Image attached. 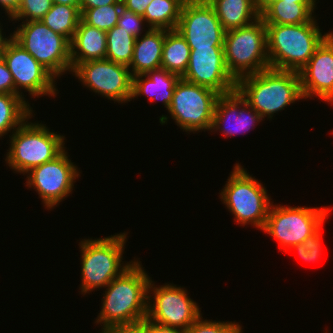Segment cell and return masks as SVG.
Instances as JSON below:
<instances>
[{
    "label": "cell",
    "instance_id": "cell-37",
    "mask_svg": "<svg viewBox=\"0 0 333 333\" xmlns=\"http://www.w3.org/2000/svg\"><path fill=\"white\" fill-rule=\"evenodd\" d=\"M147 333H188L187 330L174 327H166L147 319Z\"/></svg>",
    "mask_w": 333,
    "mask_h": 333
},
{
    "label": "cell",
    "instance_id": "cell-3",
    "mask_svg": "<svg viewBox=\"0 0 333 333\" xmlns=\"http://www.w3.org/2000/svg\"><path fill=\"white\" fill-rule=\"evenodd\" d=\"M296 25L265 24L270 68L300 72L331 33L322 34L317 20Z\"/></svg>",
    "mask_w": 333,
    "mask_h": 333
},
{
    "label": "cell",
    "instance_id": "cell-19",
    "mask_svg": "<svg viewBox=\"0 0 333 333\" xmlns=\"http://www.w3.org/2000/svg\"><path fill=\"white\" fill-rule=\"evenodd\" d=\"M180 78L177 74L170 73L162 68L133 76L131 101L144 95L148 97L150 103L154 100L162 101V104L168 110L175 86Z\"/></svg>",
    "mask_w": 333,
    "mask_h": 333
},
{
    "label": "cell",
    "instance_id": "cell-42",
    "mask_svg": "<svg viewBox=\"0 0 333 333\" xmlns=\"http://www.w3.org/2000/svg\"><path fill=\"white\" fill-rule=\"evenodd\" d=\"M289 2H296V3H318L317 0H285Z\"/></svg>",
    "mask_w": 333,
    "mask_h": 333
},
{
    "label": "cell",
    "instance_id": "cell-1",
    "mask_svg": "<svg viewBox=\"0 0 333 333\" xmlns=\"http://www.w3.org/2000/svg\"><path fill=\"white\" fill-rule=\"evenodd\" d=\"M142 266L136 258L129 268L106 286L101 311L94 323L104 328L147 318L151 277Z\"/></svg>",
    "mask_w": 333,
    "mask_h": 333
},
{
    "label": "cell",
    "instance_id": "cell-15",
    "mask_svg": "<svg viewBox=\"0 0 333 333\" xmlns=\"http://www.w3.org/2000/svg\"><path fill=\"white\" fill-rule=\"evenodd\" d=\"M176 29L191 49L224 48L226 31L207 0H186Z\"/></svg>",
    "mask_w": 333,
    "mask_h": 333
},
{
    "label": "cell",
    "instance_id": "cell-6",
    "mask_svg": "<svg viewBox=\"0 0 333 333\" xmlns=\"http://www.w3.org/2000/svg\"><path fill=\"white\" fill-rule=\"evenodd\" d=\"M228 181L219 193L221 202L232 213L234 221L245 226L251 224L262 230L267 219L271 196L265 186L247 172L241 164H234Z\"/></svg>",
    "mask_w": 333,
    "mask_h": 333
},
{
    "label": "cell",
    "instance_id": "cell-31",
    "mask_svg": "<svg viewBox=\"0 0 333 333\" xmlns=\"http://www.w3.org/2000/svg\"><path fill=\"white\" fill-rule=\"evenodd\" d=\"M202 315L187 329L188 333H242L238 322L202 319Z\"/></svg>",
    "mask_w": 333,
    "mask_h": 333
},
{
    "label": "cell",
    "instance_id": "cell-4",
    "mask_svg": "<svg viewBox=\"0 0 333 333\" xmlns=\"http://www.w3.org/2000/svg\"><path fill=\"white\" fill-rule=\"evenodd\" d=\"M128 232L104 238L82 239L79 242L81 252V284L83 295L95 289L106 288L136 260L123 262V253ZM123 262V263H122Z\"/></svg>",
    "mask_w": 333,
    "mask_h": 333
},
{
    "label": "cell",
    "instance_id": "cell-13",
    "mask_svg": "<svg viewBox=\"0 0 333 333\" xmlns=\"http://www.w3.org/2000/svg\"><path fill=\"white\" fill-rule=\"evenodd\" d=\"M71 73L95 94L121 104L131 101L132 75L126 65L107 59L90 60L76 64Z\"/></svg>",
    "mask_w": 333,
    "mask_h": 333
},
{
    "label": "cell",
    "instance_id": "cell-32",
    "mask_svg": "<svg viewBox=\"0 0 333 333\" xmlns=\"http://www.w3.org/2000/svg\"><path fill=\"white\" fill-rule=\"evenodd\" d=\"M323 225L311 236L307 237L303 243L296 244L290 249L298 252V255L305 262H317L321 258L322 253V229Z\"/></svg>",
    "mask_w": 333,
    "mask_h": 333
},
{
    "label": "cell",
    "instance_id": "cell-18",
    "mask_svg": "<svg viewBox=\"0 0 333 333\" xmlns=\"http://www.w3.org/2000/svg\"><path fill=\"white\" fill-rule=\"evenodd\" d=\"M263 120L235 89L232 92L219 95L214 109L211 130L213 132L221 131L225 137H233L238 133L242 135V133L248 132Z\"/></svg>",
    "mask_w": 333,
    "mask_h": 333
},
{
    "label": "cell",
    "instance_id": "cell-10",
    "mask_svg": "<svg viewBox=\"0 0 333 333\" xmlns=\"http://www.w3.org/2000/svg\"><path fill=\"white\" fill-rule=\"evenodd\" d=\"M216 91L180 78L168 113L180 129L188 134L211 131L214 109L219 97Z\"/></svg>",
    "mask_w": 333,
    "mask_h": 333
},
{
    "label": "cell",
    "instance_id": "cell-9",
    "mask_svg": "<svg viewBox=\"0 0 333 333\" xmlns=\"http://www.w3.org/2000/svg\"><path fill=\"white\" fill-rule=\"evenodd\" d=\"M10 36L56 79L72 72L70 42L42 21H22Z\"/></svg>",
    "mask_w": 333,
    "mask_h": 333
},
{
    "label": "cell",
    "instance_id": "cell-21",
    "mask_svg": "<svg viewBox=\"0 0 333 333\" xmlns=\"http://www.w3.org/2000/svg\"><path fill=\"white\" fill-rule=\"evenodd\" d=\"M106 46V32L86 24L81 19L70 42L72 68L78 63L105 59Z\"/></svg>",
    "mask_w": 333,
    "mask_h": 333
},
{
    "label": "cell",
    "instance_id": "cell-17",
    "mask_svg": "<svg viewBox=\"0 0 333 333\" xmlns=\"http://www.w3.org/2000/svg\"><path fill=\"white\" fill-rule=\"evenodd\" d=\"M299 76L304 99L314 96L333 105V31L316 48Z\"/></svg>",
    "mask_w": 333,
    "mask_h": 333
},
{
    "label": "cell",
    "instance_id": "cell-12",
    "mask_svg": "<svg viewBox=\"0 0 333 333\" xmlns=\"http://www.w3.org/2000/svg\"><path fill=\"white\" fill-rule=\"evenodd\" d=\"M2 59L13 76L15 95L25 98L22 89L29 92L31 99L45 95L56 97L59 93L57 79L11 36L4 45Z\"/></svg>",
    "mask_w": 333,
    "mask_h": 333
},
{
    "label": "cell",
    "instance_id": "cell-11",
    "mask_svg": "<svg viewBox=\"0 0 333 333\" xmlns=\"http://www.w3.org/2000/svg\"><path fill=\"white\" fill-rule=\"evenodd\" d=\"M157 286L151 279L148 287V320L187 330L202 315L201 308L188 296L184 287L171 283Z\"/></svg>",
    "mask_w": 333,
    "mask_h": 333
},
{
    "label": "cell",
    "instance_id": "cell-26",
    "mask_svg": "<svg viewBox=\"0 0 333 333\" xmlns=\"http://www.w3.org/2000/svg\"><path fill=\"white\" fill-rule=\"evenodd\" d=\"M185 1L186 0H152L143 16L147 28L176 29Z\"/></svg>",
    "mask_w": 333,
    "mask_h": 333
},
{
    "label": "cell",
    "instance_id": "cell-2",
    "mask_svg": "<svg viewBox=\"0 0 333 333\" xmlns=\"http://www.w3.org/2000/svg\"><path fill=\"white\" fill-rule=\"evenodd\" d=\"M236 89L264 119H273L296 101L304 99L298 72L268 68L239 79Z\"/></svg>",
    "mask_w": 333,
    "mask_h": 333
},
{
    "label": "cell",
    "instance_id": "cell-34",
    "mask_svg": "<svg viewBox=\"0 0 333 333\" xmlns=\"http://www.w3.org/2000/svg\"><path fill=\"white\" fill-rule=\"evenodd\" d=\"M100 331V333H147V318L133 323L113 324L101 328Z\"/></svg>",
    "mask_w": 333,
    "mask_h": 333
},
{
    "label": "cell",
    "instance_id": "cell-5",
    "mask_svg": "<svg viewBox=\"0 0 333 333\" xmlns=\"http://www.w3.org/2000/svg\"><path fill=\"white\" fill-rule=\"evenodd\" d=\"M32 116L9 135L10 147L5 157L10 169L23 175L65 150V136L51 132L42 122H29Z\"/></svg>",
    "mask_w": 333,
    "mask_h": 333
},
{
    "label": "cell",
    "instance_id": "cell-36",
    "mask_svg": "<svg viewBox=\"0 0 333 333\" xmlns=\"http://www.w3.org/2000/svg\"><path fill=\"white\" fill-rule=\"evenodd\" d=\"M151 1L152 0H122V3L123 7L143 17Z\"/></svg>",
    "mask_w": 333,
    "mask_h": 333
},
{
    "label": "cell",
    "instance_id": "cell-39",
    "mask_svg": "<svg viewBox=\"0 0 333 333\" xmlns=\"http://www.w3.org/2000/svg\"><path fill=\"white\" fill-rule=\"evenodd\" d=\"M118 1L119 0H80V9H89L116 4Z\"/></svg>",
    "mask_w": 333,
    "mask_h": 333
},
{
    "label": "cell",
    "instance_id": "cell-22",
    "mask_svg": "<svg viewBox=\"0 0 333 333\" xmlns=\"http://www.w3.org/2000/svg\"><path fill=\"white\" fill-rule=\"evenodd\" d=\"M316 3H296L268 0L260 7V18L265 24L296 25L310 22Z\"/></svg>",
    "mask_w": 333,
    "mask_h": 333
},
{
    "label": "cell",
    "instance_id": "cell-33",
    "mask_svg": "<svg viewBox=\"0 0 333 333\" xmlns=\"http://www.w3.org/2000/svg\"><path fill=\"white\" fill-rule=\"evenodd\" d=\"M145 23V19L142 16L137 15L122 6L117 26L122 27L133 37L138 38L143 33L142 31H148L146 29L143 30L145 28Z\"/></svg>",
    "mask_w": 333,
    "mask_h": 333
},
{
    "label": "cell",
    "instance_id": "cell-7",
    "mask_svg": "<svg viewBox=\"0 0 333 333\" xmlns=\"http://www.w3.org/2000/svg\"><path fill=\"white\" fill-rule=\"evenodd\" d=\"M224 55L227 69L236 81L270 68L263 20L259 18L248 26L226 31Z\"/></svg>",
    "mask_w": 333,
    "mask_h": 333
},
{
    "label": "cell",
    "instance_id": "cell-25",
    "mask_svg": "<svg viewBox=\"0 0 333 333\" xmlns=\"http://www.w3.org/2000/svg\"><path fill=\"white\" fill-rule=\"evenodd\" d=\"M33 113L30 103L25 98L0 93V139L9 132L13 133Z\"/></svg>",
    "mask_w": 333,
    "mask_h": 333
},
{
    "label": "cell",
    "instance_id": "cell-28",
    "mask_svg": "<svg viewBox=\"0 0 333 333\" xmlns=\"http://www.w3.org/2000/svg\"><path fill=\"white\" fill-rule=\"evenodd\" d=\"M106 37L105 59L129 67L133 57L136 38L117 25L106 32Z\"/></svg>",
    "mask_w": 333,
    "mask_h": 333
},
{
    "label": "cell",
    "instance_id": "cell-24",
    "mask_svg": "<svg viewBox=\"0 0 333 333\" xmlns=\"http://www.w3.org/2000/svg\"><path fill=\"white\" fill-rule=\"evenodd\" d=\"M191 48L177 30L165 29L161 68L182 77L188 67Z\"/></svg>",
    "mask_w": 333,
    "mask_h": 333
},
{
    "label": "cell",
    "instance_id": "cell-30",
    "mask_svg": "<svg viewBox=\"0 0 333 333\" xmlns=\"http://www.w3.org/2000/svg\"><path fill=\"white\" fill-rule=\"evenodd\" d=\"M52 5V0H21L19 8L9 21H41Z\"/></svg>",
    "mask_w": 333,
    "mask_h": 333
},
{
    "label": "cell",
    "instance_id": "cell-20",
    "mask_svg": "<svg viewBox=\"0 0 333 333\" xmlns=\"http://www.w3.org/2000/svg\"><path fill=\"white\" fill-rule=\"evenodd\" d=\"M165 29L150 28L136 38L129 66L132 77L161 68Z\"/></svg>",
    "mask_w": 333,
    "mask_h": 333
},
{
    "label": "cell",
    "instance_id": "cell-23",
    "mask_svg": "<svg viewBox=\"0 0 333 333\" xmlns=\"http://www.w3.org/2000/svg\"><path fill=\"white\" fill-rule=\"evenodd\" d=\"M225 31L248 26L260 18L255 0H207Z\"/></svg>",
    "mask_w": 333,
    "mask_h": 333
},
{
    "label": "cell",
    "instance_id": "cell-14",
    "mask_svg": "<svg viewBox=\"0 0 333 333\" xmlns=\"http://www.w3.org/2000/svg\"><path fill=\"white\" fill-rule=\"evenodd\" d=\"M66 149L55 159L27 172L26 187L34 188L43 206L54 209L67 197L80 177V170L71 162Z\"/></svg>",
    "mask_w": 333,
    "mask_h": 333
},
{
    "label": "cell",
    "instance_id": "cell-41",
    "mask_svg": "<svg viewBox=\"0 0 333 333\" xmlns=\"http://www.w3.org/2000/svg\"><path fill=\"white\" fill-rule=\"evenodd\" d=\"M53 3L65 4L69 6H80V0H52Z\"/></svg>",
    "mask_w": 333,
    "mask_h": 333
},
{
    "label": "cell",
    "instance_id": "cell-40",
    "mask_svg": "<svg viewBox=\"0 0 333 333\" xmlns=\"http://www.w3.org/2000/svg\"><path fill=\"white\" fill-rule=\"evenodd\" d=\"M2 24L0 23V59L2 58V52H3V48H4V45L6 43V41L9 39L10 36H8L7 38L6 35L4 36L3 32H2Z\"/></svg>",
    "mask_w": 333,
    "mask_h": 333
},
{
    "label": "cell",
    "instance_id": "cell-16",
    "mask_svg": "<svg viewBox=\"0 0 333 333\" xmlns=\"http://www.w3.org/2000/svg\"><path fill=\"white\" fill-rule=\"evenodd\" d=\"M181 78L220 95L234 91L237 83L227 69L224 48L191 49L187 70Z\"/></svg>",
    "mask_w": 333,
    "mask_h": 333
},
{
    "label": "cell",
    "instance_id": "cell-38",
    "mask_svg": "<svg viewBox=\"0 0 333 333\" xmlns=\"http://www.w3.org/2000/svg\"><path fill=\"white\" fill-rule=\"evenodd\" d=\"M21 3V0H0V6L5 11V15H8L10 19L17 11Z\"/></svg>",
    "mask_w": 333,
    "mask_h": 333
},
{
    "label": "cell",
    "instance_id": "cell-29",
    "mask_svg": "<svg viewBox=\"0 0 333 333\" xmlns=\"http://www.w3.org/2000/svg\"><path fill=\"white\" fill-rule=\"evenodd\" d=\"M122 6V0H119L116 4L80 9L81 19L86 24L107 32L117 25Z\"/></svg>",
    "mask_w": 333,
    "mask_h": 333
},
{
    "label": "cell",
    "instance_id": "cell-35",
    "mask_svg": "<svg viewBox=\"0 0 333 333\" xmlns=\"http://www.w3.org/2000/svg\"><path fill=\"white\" fill-rule=\"evenodd\" d=\"M0 93L15 94V84L5 61L0 59Z\"/></svg>",
    "mask_w": 333,
    "mask_h": 333
},
{
    "label": "cell",
    "instance_id": "cell-8",
    "mask_svg": "<svg viewBox=\"0 0 333 333\" xmlns=\"http://www.w3.org/2000/svg\"><path fill=\"white\" fill-rule=\"evenodd\" d=\"M333 207H305L271 205L261 231L279 243V250L287 252L313 235L327 220Z\"/></svg>",
    "mask_w": 333,
    "mask_h": 333
},
{
    "label": "cell",
    "instance_id": "cell-27",
    "mask_svg": "<svg viewBox=\"0 0 333 333\" xmlns=\"http://www.w3.org/2000/svg\"><path fill=\"white\" fill-rule=\"evenodd\" d=\"M80 20V6L53 3L41 21L71 42Z\"/></svg>",
    "mask_w": 333,
    "mask_h": 333
},
{
    "label": "cell",
    "instance_id": "cell-43",
    "mask_svg": "<svg viewBox=\"0 0 333 333\" xmlns=\"http://www.w3.org/2000/svg\"><path fill=\"white\" fill-rule=\"evenodd\" d=\"M256 1V3H257V5L259 6V7H261L265 2H267L268 0H255Z\"/></svg>",
    "mask_w": 333,
    "mask_h": 333
}]
</instances>
